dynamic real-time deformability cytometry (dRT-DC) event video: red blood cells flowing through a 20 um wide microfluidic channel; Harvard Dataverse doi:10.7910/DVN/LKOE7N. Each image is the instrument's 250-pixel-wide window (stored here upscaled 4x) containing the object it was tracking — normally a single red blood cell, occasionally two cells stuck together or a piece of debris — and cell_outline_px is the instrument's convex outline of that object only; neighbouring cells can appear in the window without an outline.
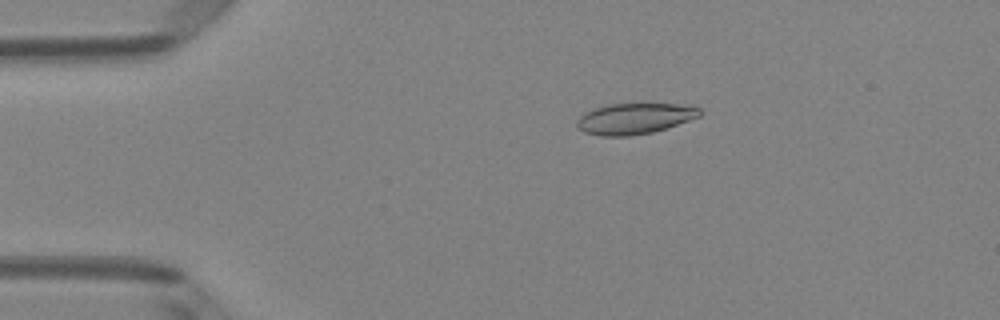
{"species": "Egyptian fruit bat (a non-hibernating species)", "species_latin": "Rousettus aegyptiacus", "temperature_condition": "room temperature", "stored_images_in_passage": 41, "camera_frame_rate_fps": 3000, "um_per_image_px": 0.085, "animal": {"sex": "female"}, "frame": {"image": 1, "passage_image": 1, "time_ms": 0.0, "image_size_px": [1000, 320], "cell_outline_px": [[704, 112], [700, 116], [652, 132], [628, 136], [600, 136], [584, 132], [576, 124], [576, 120], [584, 112], [608, 104], [680, 104], [700, 108]], "centroid_in_image_um": [53.92, 10.07], "position_along_channel_um": 31.1, "area_um2": 21.91}}
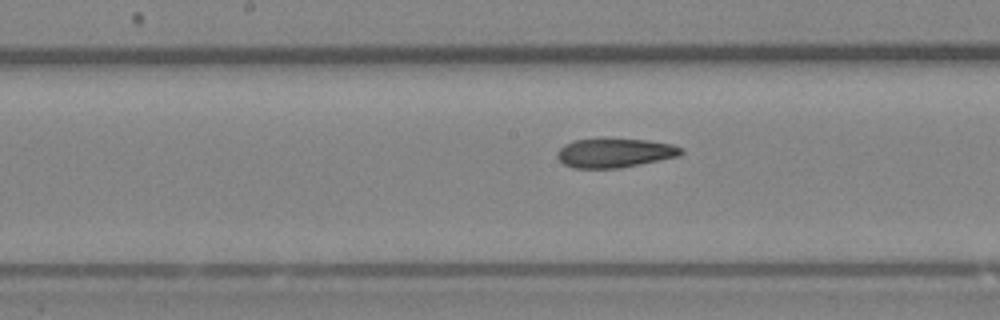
{"frame": {"image": 2, "passage_image": 17, "time_ms": 5.333, "image_size_px": [1000, 320], "cell_outline_px": [[684, 152], [680, 156], [616, 168], [572, 168], [564, 164], [556, 156], [556, 152], [564, 144], [576, 140], [648, 140], [672, 144], [684, 148]], "centroid_in_image_um": [52.26, 13.01], "position_along_channel_um": 195.9, "area_um2": 20.63}}
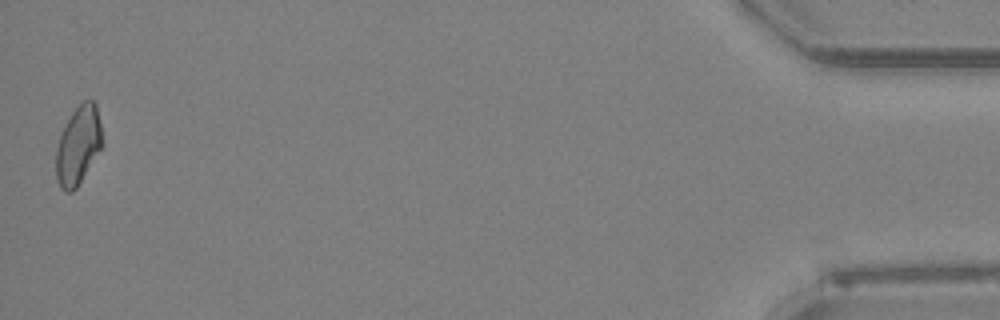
{"frame": {"image": 3, "passage_image": 41, "time_ms": 13.333, "image_size_px": [1000, 320], "cell_outline_px": [[104, 144], [76, 188], [72, 192], [64, 192], [60, 188], [56, 180], [56, 148], [60, 136], [72, 112], [84, 100], [92, 100], [96, 104], [104, 140]], "centroid_in_image_um": [6.66, 12.38], "position_along_channel_um": 428.5, "area_um2": 21.15}, "authors_computed_cell_mechanics": {"area_um2": 21.4438, "velocity_mm_per_s": 4.0607, "shape_relaxation_time_tau1_ms": null, "shape_relaxation_time_tau2_ms": 4.0212, "deformation_change_tau1": null, "deformation_change_tau2": 0.1208}}